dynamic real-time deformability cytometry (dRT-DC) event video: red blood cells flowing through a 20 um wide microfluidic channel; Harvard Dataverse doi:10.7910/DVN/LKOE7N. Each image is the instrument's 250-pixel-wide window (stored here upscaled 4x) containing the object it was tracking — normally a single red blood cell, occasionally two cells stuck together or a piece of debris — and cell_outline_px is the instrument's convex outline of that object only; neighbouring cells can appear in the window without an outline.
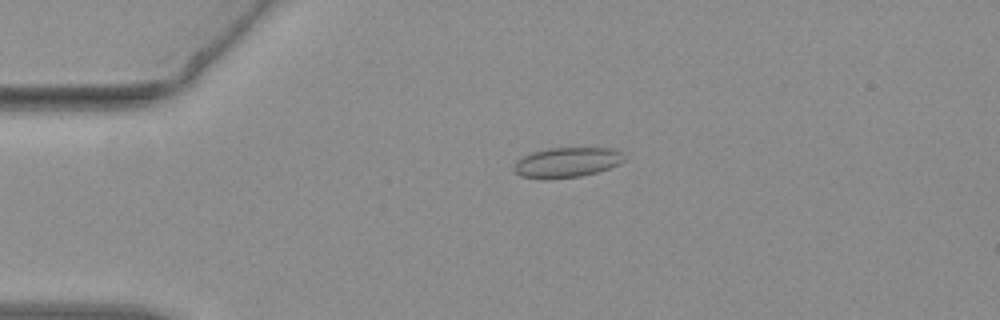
{"species": "common noctule bat (a hibernating species)", "species_latin": "Nyctalus noctula", "temperature_condition": "warm", "stored_images_in_passage": 55, "camera_frame_rate_fps": 3000, "um_per_image_px": 0.085, "animal": {"sex": "female", "body_mass_g": 19.3, "forearm_length_mm": 54.1}, "frame": {"image": 1, "passage_image": 13, "time_ms": 4.0, "image_size_px": [1000, 320], "cell_outline_px": [[624, 160], [620, 164], [596, 172], [580, 176], [520, 176], [512, 168], [516, 160], [532, 152], [548, 148], [616, 148], [624, 152]], "centroid_in_image_um": [48.26, 13.74], "position_along_channel_um": 36.7, "area_um2": 18.67}}
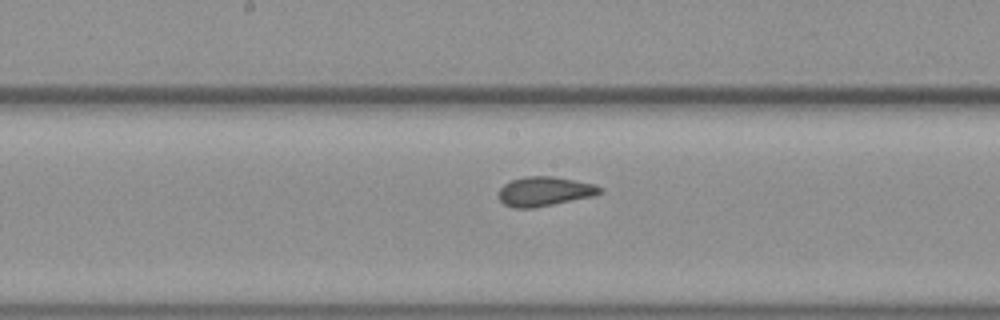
{"frame": {"image": 2, "passage_image": 29, "time_ms": 9.333, "image_size_px": [1000, 320], "cell_outline_px": [[604, 192], [592, 196], [532, 208], [512, 208], [504, 204], [500, 200], [500, 188], [504, 184], [512, 180], [524, 176], [552, 176], [592, 184], [604, 188]], "centroid_in_image_um": [46.28, 16.27], "position_along_channel_um": 201.9, "area_um2": 17.11}}
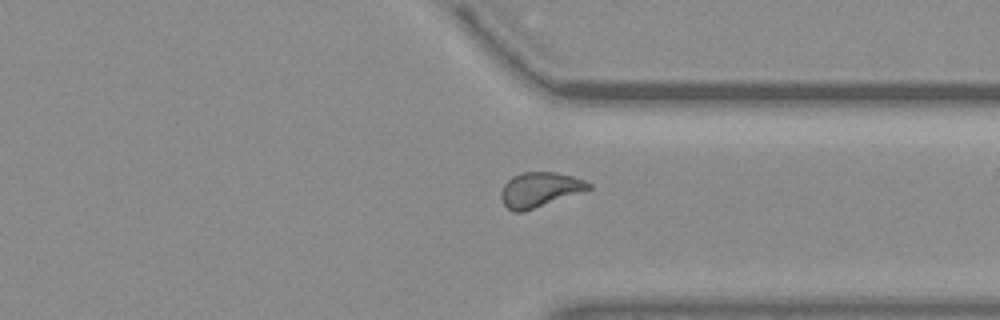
{"frame": {"image": 3, "passage_image": 42, "time_ms": 13.667, "image_size_px": [1000, 320], "cell_outline_px": [[592, 188], [524, 212], [512, 212], [504, 204], [500, 196], [500, 192], [504, 184], [512, 176], [524, 172], [556, 172], [572, 176], [584, 180], [592, 184]], "centroid_in_image_um": [45.85, 16.12], "position_along_channel_um": 365.5, "area_um2": 17.69}, "authors_computed_cell_mechanics": {"area_um2": 17.8602, "velocity_mm_per_s": 3.7862, "shape_relaxation_time_tau1_ms": null, "shape_relaxation_time_tau2_ms": 1.0253, "deformation_change_tau1": null, "deformation_change_tau2": 0.0712}}